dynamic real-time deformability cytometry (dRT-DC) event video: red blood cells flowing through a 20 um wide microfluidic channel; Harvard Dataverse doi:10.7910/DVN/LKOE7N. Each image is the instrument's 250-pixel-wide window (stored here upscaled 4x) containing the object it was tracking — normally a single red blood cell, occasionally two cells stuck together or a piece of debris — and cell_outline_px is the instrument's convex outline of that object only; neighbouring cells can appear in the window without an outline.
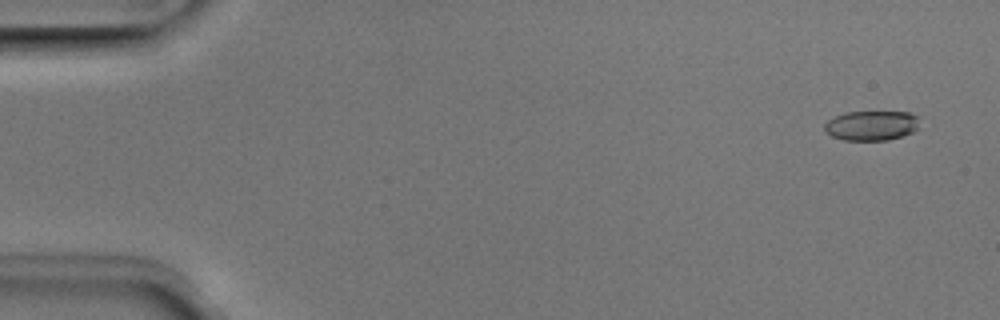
{"species": "Egyptian fruit bat (a non-hibernating species)", "species_latin": "Rousettus aegyptiacus", "temperature_condition": "room temperature", "stored_images_in_passage": 52, "camera_frame_rate_fps": 3000, "um_per_image_px": 0.085, "animal": {"sex": "male"}, "frame": {"image": 1, "passage_image": 3, "time_ms": 0.667, "image_size_px": [1000, 320], "cell_outline_px": [[920, 128], [912, 132], [888, 140], [844, 140], [832, 136], [824, 132], [824, 124], [828, 120], [844, 112], [908, 112], [920, 116]], "centroid_in_image_um": [74.11, 10.66], "position_along_channel_um": 10.9, "area_um2": 16.7}}
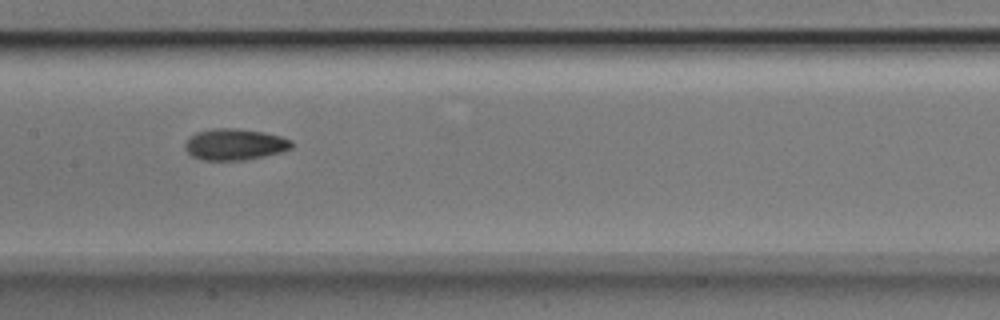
{"frame": {"image": 2, "passage_image": 26, "time_ms": 8.333, "image_size_px": [1000, 320], "cell_outline_px": [[292, 148], [284, 152], [244, 160], [200, 160], [192, 156], [184, 148], [184, 144], [196, 132], [212, 128], [236, 128], [264, 132], [280, 136], [292, 140]], "centroid_in_image_um": [19.97, 12.27], "position_along_channel_um": 187.4, "area_um2": 19.59}}
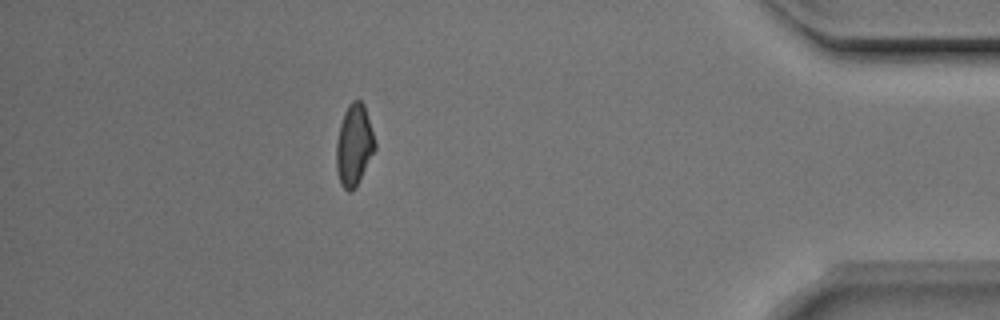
{"frame": {"image": 3, "passage_image": 46, "time_ms": 15.0, "image_size_px": [1000, 320], "cell_outline_px": [[376, 148], [356, 184], [348, 192], [340, 184], [336, 168], [336, 144], [340, 124], [344, 112], [348, 104], [352, 100], [360, 100], [364, 104], [376, 144]], "centroid_in_image_um": [30.08, 12.28], "position_along_channel_um": 405.1, "area_um2": 17.98}, "authors_computed_cell_mechanics": {"area_um2": 18.3226, "velocity_mm_per_s": 3.9539, "shape_relaxation_time_tau1_ms": 2.6133, "shape_relaxation_time_tau2_ms": 2.9564, "deformation_change_tau1": 0.1284, "deformation_change_tau2": 0.0902}}